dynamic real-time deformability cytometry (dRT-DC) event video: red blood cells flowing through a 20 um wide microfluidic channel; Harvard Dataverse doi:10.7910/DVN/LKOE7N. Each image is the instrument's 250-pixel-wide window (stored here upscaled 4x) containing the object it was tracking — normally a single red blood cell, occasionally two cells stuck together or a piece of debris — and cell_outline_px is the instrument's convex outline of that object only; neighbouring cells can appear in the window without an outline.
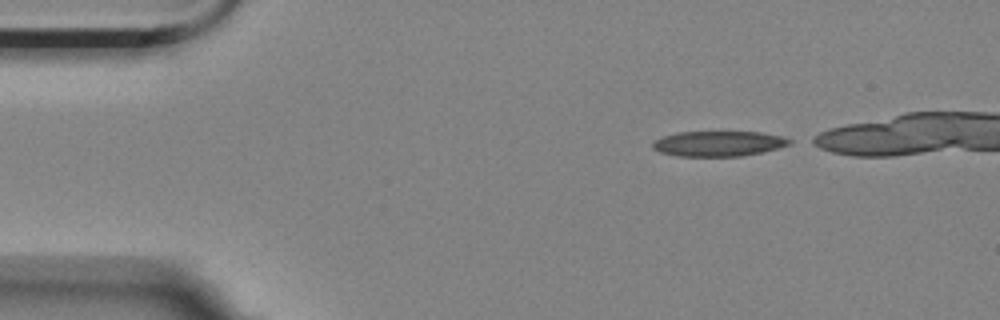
{"species": "Egyptian fruit bat (a non-hibernating species)", "species_latin": "Rousettus aegyptiacus", "temperature_condition": "room temperature", "stored_images_in_passage": 39, "camera_frame_rate_fps": 3000, "um_per_image_px": 0.085, "animal": {"sex": "female"}, "frame": {"image": 1, "passage_image": 1, "time_ms": 0.0, "image_size_px": [1000, 320], "cell_outline_px": [[792, 144], [760, 152], [740, 156], [676, 156], [660, 152], [652, 148], [652, 140], [676, 132], [760, 132], [780, 136], [792, 140]], "centroid_in_image_um": [61.02, 12.2], "position_along_channel_um": 24.0, "area_um2": 20.06}}
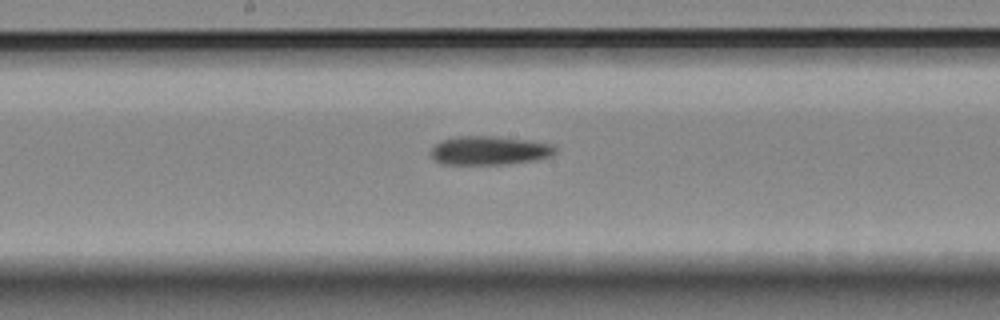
{"frame": {"image": 2, "passage_image": 22, "time_ms": 7.0, "image_size_px": [1000, 320], "cell_outline_px": [[556, 152], [552, 156], [536, 160], [504, 164], [440, 164], [432, 156], [432, 148], [440, 140], [460, 136], [492, 136], [528, 140], [552, 144], [556, 148]], "centroid_in_image_um": [41.62, 12.79], "position_along_channel_um": 206.6, "area_um2": 20.81}}
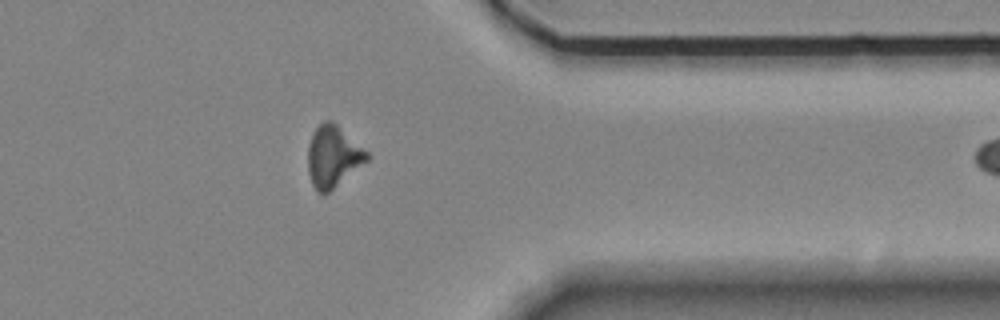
{"frame": {"image": 3, "passage_image": 38, "time_ms": 12.333, "image_size_px": [1000, 320], "cell_outline_px": [[368, 160], [324, 196], [320, 196], [316, 192], [312, 184], [308, 172], [308, 148], [312, 132], [324, 120], [332, 120], [368, 152]], "centroid_in_image_um": [28.27, 13.32], "position_along_channel_um": 383.1, "area_um2": 21.15}}